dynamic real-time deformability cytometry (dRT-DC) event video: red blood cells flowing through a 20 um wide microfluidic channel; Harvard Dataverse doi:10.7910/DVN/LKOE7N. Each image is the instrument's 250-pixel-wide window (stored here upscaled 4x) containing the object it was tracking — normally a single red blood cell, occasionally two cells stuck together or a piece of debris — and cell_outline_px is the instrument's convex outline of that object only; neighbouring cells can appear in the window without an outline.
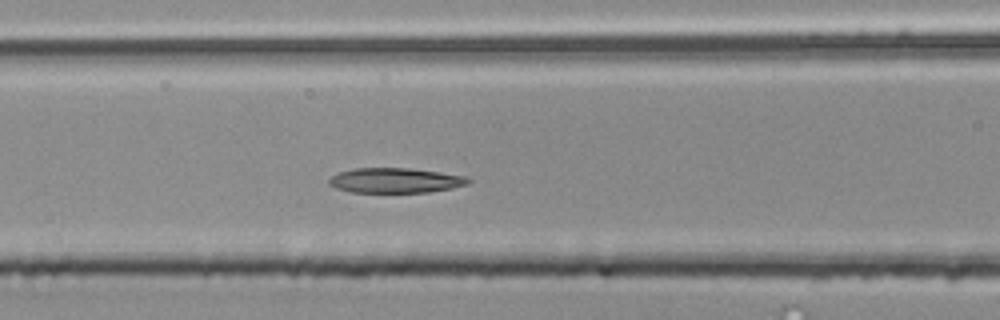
{"species": "common noctule bat (a hibernating species)", "species_latin": "Nyctalus noctula", "temperature_condition": "room temperature", "stored_images_in_passage": 16, "camera_frame_rate_fps": 3000, "um_per_image_px": 0.085, "animal": {"sex": "male", "body_mass_g": 20.4}, "frame": {"image": 1, "passage_image": 14, "time_ms": 4.333, "image_size_px": [1000, 320], "cell_outline_px": [[472, 180], [468, 184], [452, 188], [428, 192], [352, 192], [336, 188], [328, 184], [328, 180], [332, 176], [340, 172], [352, 168], [408, 168], [440, 172], [468, 176]], "centroid_in_image_um": [33.63, 15.33], "position_along_channel_um": 133.0, "area_um2": 20.29}}